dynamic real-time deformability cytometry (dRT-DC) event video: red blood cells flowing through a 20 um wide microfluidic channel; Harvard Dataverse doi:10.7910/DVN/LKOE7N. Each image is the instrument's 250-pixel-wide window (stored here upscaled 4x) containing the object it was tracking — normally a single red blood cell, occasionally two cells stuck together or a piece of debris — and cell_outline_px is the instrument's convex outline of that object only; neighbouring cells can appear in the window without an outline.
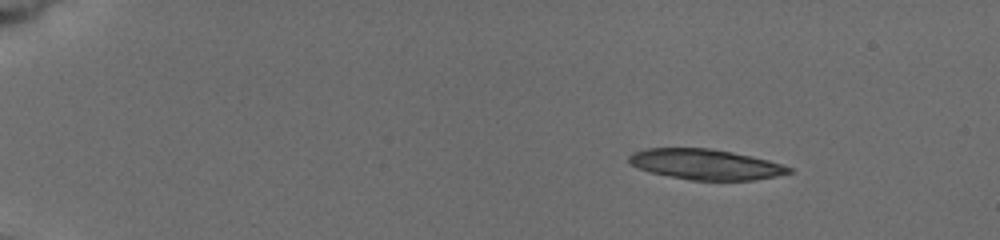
{"species": "common noctule bat (a hibernating species)", "species_latin": "Nyctalus noctula", "temperature_condition": "cold", "stored_images_in_passage": 9, "segment_of_instrument_passage": [1, 2], "camera_frame_rate_fps": 3000, "um_per_image_px": 0.085, "animal": {"sex": "female", "body_mass_g": 19.5, "forearm_length_mm": 54.1}, "frame": {"image": 1, "passage_image": 2, "time_ms": 1.0, "image_size_px": [1000, 240], "cell_outline_px": [[792, 172], [776, 176], [752, 180], [692, 180], [668, 176], [652, 172], [640, 168], [632, 164], [628, 160], [628, 156], [632, 152], [644, 148], [712, 148], [752, 156], [768, 160], [792, 168]], "centroid_in_image_um": [59.96, 13.96], "position_along_channel_um": 25.0, "area_um2": 28.21}}
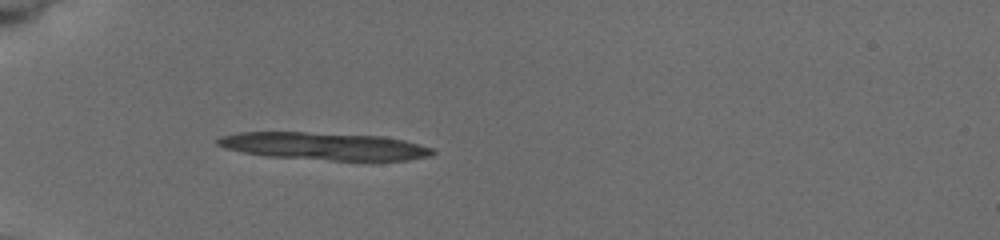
{"frame": {"image": 2, "passage_image": 6, "time_ms": 4.333, "image_size_px": [1000, 240], "cell_outline_px": [[436, 152], [432, 156], [408, 160], [332, 160], [264, 156], [224, 148], [216, 144], [216, 140], [220, 136], [240, 132], [304, 132], [384, 136], [404, 140], [436, 148]], "centroid_in_image_um": [27.6, 12.42], "position_along_channel_um": 57.4, "area_um2": 34.62}}